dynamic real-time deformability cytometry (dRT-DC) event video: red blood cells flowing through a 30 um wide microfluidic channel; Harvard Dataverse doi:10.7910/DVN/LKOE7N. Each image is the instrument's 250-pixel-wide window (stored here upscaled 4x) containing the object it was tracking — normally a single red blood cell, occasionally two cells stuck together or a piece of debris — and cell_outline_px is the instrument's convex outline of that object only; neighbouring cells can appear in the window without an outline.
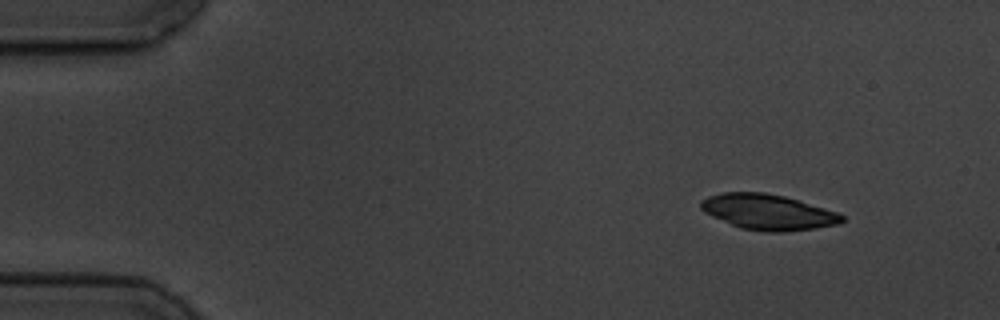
{"species": "common noctule bat (a hibernating species)", "species_latin": "Nyctalus noctula", "temperature_condition": "cold", "stored_images_in_passage": 5, "segment_of_instrument_passage": [1, 2], "camera_frame_rate_fps": 3000, "um_per_image_px": 0.085, "animal": {"sex": "male", "body_mass_g": 19.5, "forearm_length_mm": 54.6}, "frame": {"image": 1, "passage_image": 1, "time_ms": 0.0, "image_size_px": [1000, 320], "cell_outline_px": [[844, 220], [840, 224], [784, 232], [764, 232], [740, 228], [712, 216], [704, 212], [700, 208], [700, 200], [708, 196], [720, 192], [764, 192], [784, 196], [824, 208], [836, 212], [844, 216]], "centroid_in_image_um": [65.24, 18.02], "position_along_channel_um": 19.8, "area_um2": 29.13}}